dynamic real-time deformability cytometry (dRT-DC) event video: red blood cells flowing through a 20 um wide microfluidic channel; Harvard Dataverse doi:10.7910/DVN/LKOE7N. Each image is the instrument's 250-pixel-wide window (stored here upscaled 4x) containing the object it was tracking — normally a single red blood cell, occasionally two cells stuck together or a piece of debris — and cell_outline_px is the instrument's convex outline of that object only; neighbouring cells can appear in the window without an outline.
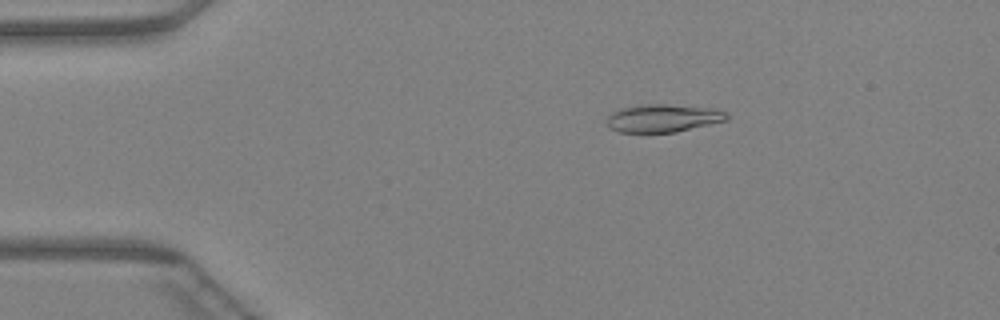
{"species": "Egyptian fruit bat (a non-hibernating species)", "species_latin": "Rousettus aegyptiacus", "temperature_condition": "warm", "stored_images_in_passage": 47, "camera_frame_rate_fps": 3000, "um_per_image_px": 0.085, "animal": {"sex": "female"}, "frame": {"image": 1, "passage_image": 9, "time_ms": 2.667, "image_size_px": [1000, 320], "cell_outline_px": [[728, 120], [676, 132], [620, 132], [608, 128], [604, 120], [612, 112], [620, 108], [640, 104], [664, 104], [708, 108], [728, 112]], "centroid_in_image_um": [56.3, 10.04], "position_along_channel_um": 28.7, "area_um2": 19.59}}
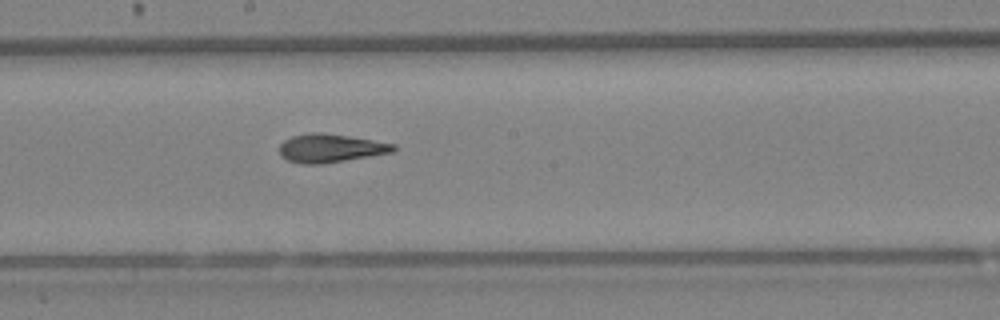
{"frame": {"image": 2, "passage_image": 26, "time_ms": 8.333, "image_size_px": [1000, 320], "cell_outline_px": [[396, 148], [392, 152], [320, 164], [304, 164], [288, 160], [280, 152], [280, 144], [284, 140], [292, 136], [308, 132], [320, 132], [348, 136], [396, 144]], "centroid_in_image_um": [28.07, 12.58], "position_along_channel_um": 220.1, "area_um2": 18.55}}
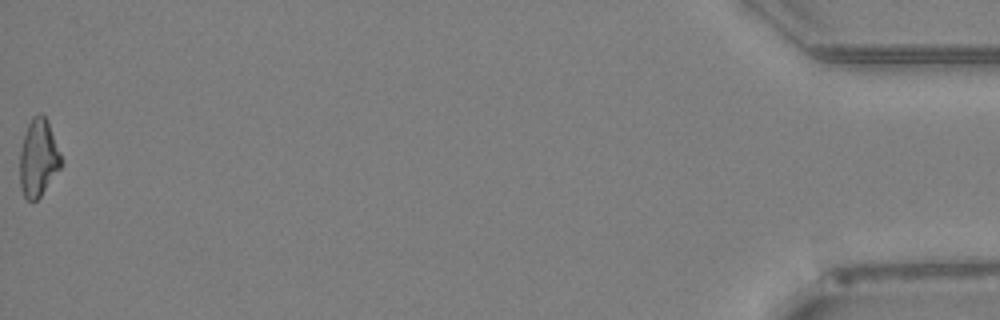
{"frame": {"image": 3, "passage_image": 47, "time_ms": 15.333, "image_size_px": [1000, 320], "cell_outline_px": [[60, 168], [40, 196], [36, 200], [28, 200], [24, 196], [20, 188], [20, 152], [24, 136], [28, 124], [32, 116], [40, 112], [48, 120], [60, 152]], "centroid_in_image_um": [3.24, 13.4], "position_along_channel_um": 432.0, "area_um2": 18.38}}